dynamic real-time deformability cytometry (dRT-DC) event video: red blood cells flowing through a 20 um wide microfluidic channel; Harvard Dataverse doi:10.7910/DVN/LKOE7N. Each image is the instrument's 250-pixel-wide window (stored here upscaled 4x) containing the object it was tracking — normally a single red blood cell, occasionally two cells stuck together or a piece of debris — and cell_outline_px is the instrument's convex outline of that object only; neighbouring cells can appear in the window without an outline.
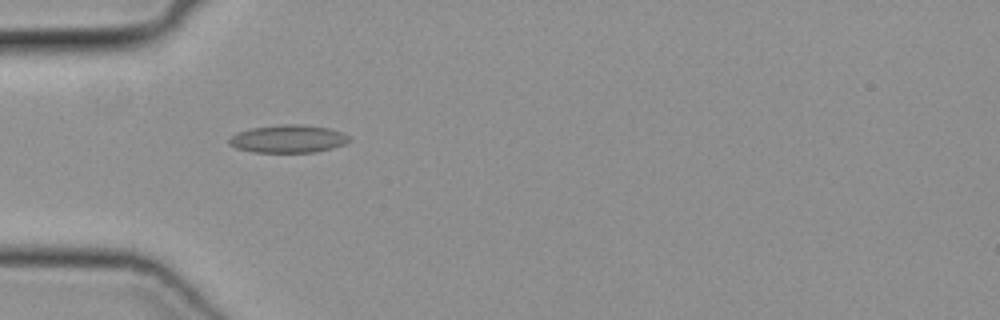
{"species": "common noctule bat (a hibernating species)", "species_latin": "Nyctalus noctula", "temperature_condition": "cold", "stored_images_in_passage": 32, "camera_frame_rate_fps": 3000, "um_per_image_px": 0.085, "animal": {"sex": "female", "body_mass_g": 19.3, "forearm_length_mm": 54.1}, "frame": {"image": 1, "passage_image": 1, "time_ms": 0.0, "image_size_px": [1000, 320], "cell_outline_px": [[352, 140], [344, 144], [332, 148], [312, 152], [252, 152], [236, 148], [228, 144], [228, 140], [236, 132], [252, 128], [280, 124], [300, 124], [328, 128], [344, 132]], "centroid_in_image_um": [24.49, 11.8], "position_along_channel_um": 60.5, "area_um2": 19.54}}
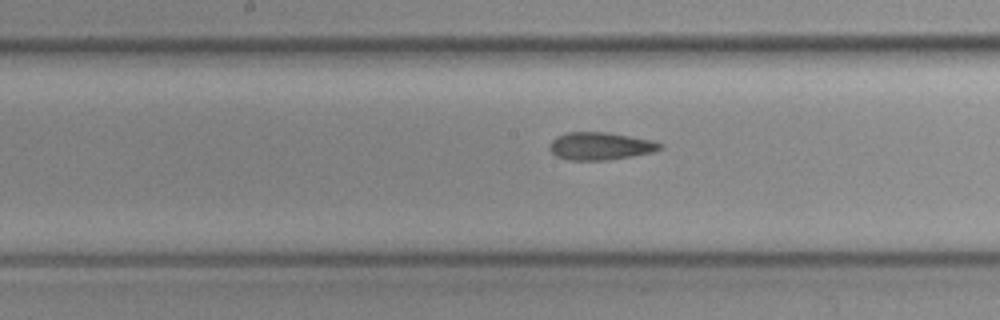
{"frame": {"image": 2, "passage_image": 11, "time_ms": 3.333, "image_size_px": [1000, 320], "cell_outline_px": [[664, 148], [652, 152], [632, 156], [604, 160], [568, 160], [556, 156], [548, 148], [548, 144], [556, 136], [564, 132], [608, 132], [652, 140], [664, 144]], "centroid_in_image_um": [51.01, 12.41], "position_along_channel_um": 197.2, "area_um2": 17.98}}
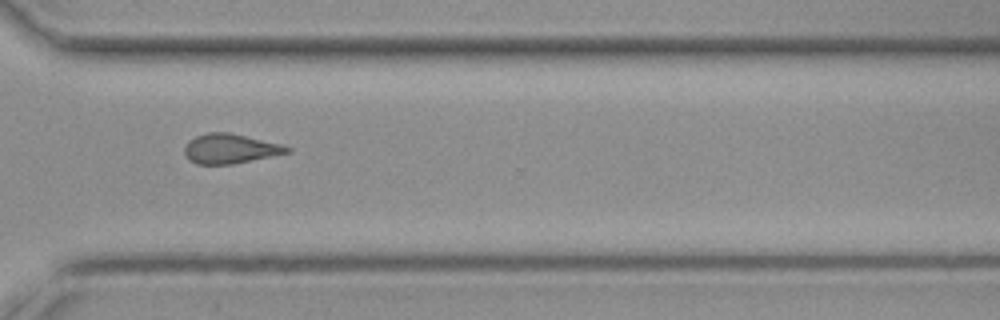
{"frame": {"image": 3, "passage_image": 22, "time_ms": 7.0, "image_size_px": [1000, 320], "cell_outline_px": [[292, 152], [232, 164], [196, 164], [188, 160], [184, 152], [184, 148], [188, 140], [196, 136], [208, 132], [228, 132], [284, 144], [292, 148]], "centroid_in_image_um": [19.58, 12.63], "position_along_channel_um": 351.0, "area_um2": 17.92}}